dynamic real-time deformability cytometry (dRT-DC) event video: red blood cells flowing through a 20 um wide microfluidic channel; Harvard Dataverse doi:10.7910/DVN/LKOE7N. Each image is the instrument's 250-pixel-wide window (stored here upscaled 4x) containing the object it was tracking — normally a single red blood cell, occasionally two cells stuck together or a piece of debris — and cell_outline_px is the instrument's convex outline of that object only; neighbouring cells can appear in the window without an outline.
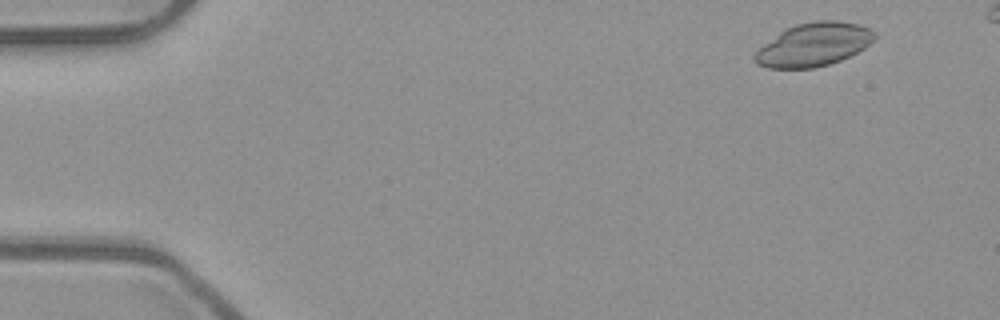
{"species": "common noctule bat (a hibernating species)", "species_latin": "Nyctalus noctula", "temperature_condition": "room temperature", "stored_images_in_passage": 50, "camera_frame_rate_fps": 3000, "um_per_image_px": 0.085, "animal": {"sex": "male", "body_mass_g": 23.1, "forearm_length_mm": 52.7}, "frame": {"image": 1, "passage_image": 4, "time_ms": 1.0, "image_size_px": [1000, 320], "cell_outline_px": [[876, 36], [864, 48], [840, 60], [828, 64], [812, 68], [768, 68], [756, 64], [752, 60], [752, 56], [764, 44], [780, 32], [796, 24], [816, 20], [836, 20], [860, 24], [876, 32]], "centroid_in_image_um": [69.14, 3.79], "position_along_channel_um": 15.9, "area_um2": 30.06}}